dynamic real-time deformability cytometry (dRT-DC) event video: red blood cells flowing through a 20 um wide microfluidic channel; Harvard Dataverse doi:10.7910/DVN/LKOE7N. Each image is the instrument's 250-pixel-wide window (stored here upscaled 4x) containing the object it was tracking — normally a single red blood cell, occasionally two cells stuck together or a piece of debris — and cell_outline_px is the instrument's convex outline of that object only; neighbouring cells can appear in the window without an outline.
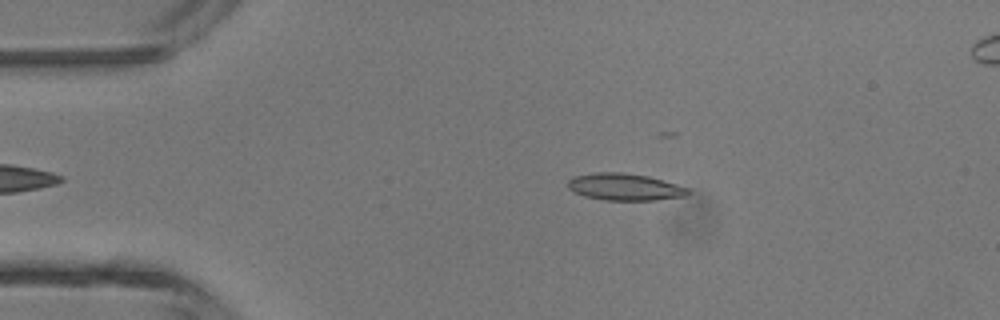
{"species": "common noctule bat (a hibernating species)", "species_latin": "Nyctalus noctula", "temperature_condition": "room temperature", "stored_images_in_passage": 4, "camera_frame_rate_fps": 3000, "um_per_image_px": 0.085, "animal": {"sex": "male", "body_mass_g": 13.3}, "frame": {"image": 1, "passage_image": 2, "time_ms": 0.333, "image_size_px": [1000, 320], "cell_outline_px": [[688, 196], [656, 200], [604, 200], [584, 196], [572, 192], [568, 188], [568, 180], [576, 176], [592, 172], [624, 172], [648, 176], [676, 184], [688, 188]], "centroid_in_image_um": [53.08, 15.89], "position_along_channel_um": 31.9, "area_um2": 18.96}}